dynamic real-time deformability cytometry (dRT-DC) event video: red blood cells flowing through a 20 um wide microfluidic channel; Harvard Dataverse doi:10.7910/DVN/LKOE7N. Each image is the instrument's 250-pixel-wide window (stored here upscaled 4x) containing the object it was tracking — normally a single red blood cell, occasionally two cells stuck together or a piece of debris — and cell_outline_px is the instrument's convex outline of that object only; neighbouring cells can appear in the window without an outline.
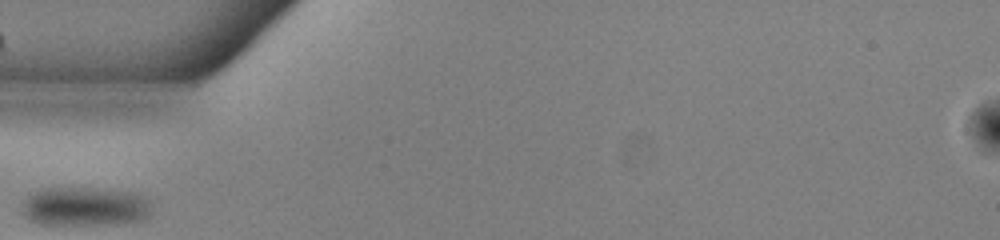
{"species": "common noctule bat (a hibernating species)", "species_latin": "Nyctalus noctula", "temperature_condition": "warm", "stored_images_in_passage": 24, "camera_frame_rate_fps": 3000, "um_per_image_px": 0.085, "animal": {"sex": "male", "body_mass_g": 13.0, "forearm_length_mm": 53.1}, "frame": {"image": 1, "passage_image": 1, "time_ms": 0.0, "image_size_px": [1000, 240], "cell_outline_px": [[152, 212], [148, 216], [132, 224], [40, 224], [28, 220], [24, 216], [24, 200], [28, 196], [36, 192], [48, 188], [92, 188], [128, 192], [144, 196], [152, 200]], "centroid_in_image_um": [7.31, 17.57], "position_along_channel_um": 77.7, "area_um2": 29.59}}
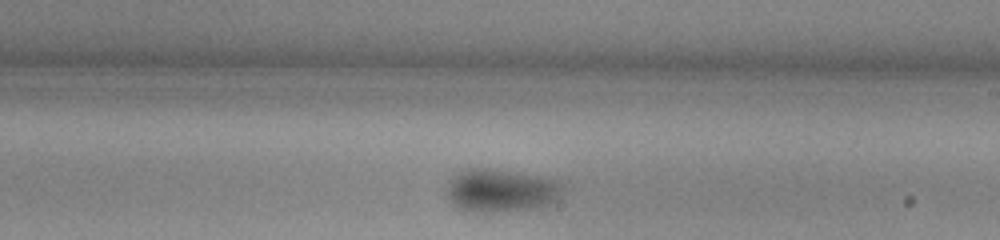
{"frame": {"image": 2, "passage_image": 14, "time_ms": 4.333, "image_size_px": [1000, 240], "cell_outline_px": [[560, 192], [548, 204], [528, 208], [492, 212], [472, 212], [448, 200], [448, 180], [460, 172], [468, 168], [488, 168], [536, 176], [552, 180], [560, 184]], "centroid_in_image_um": [42.47, 16.18], "position_along_channel_um": 246.5, "area_um2": 27.8}}
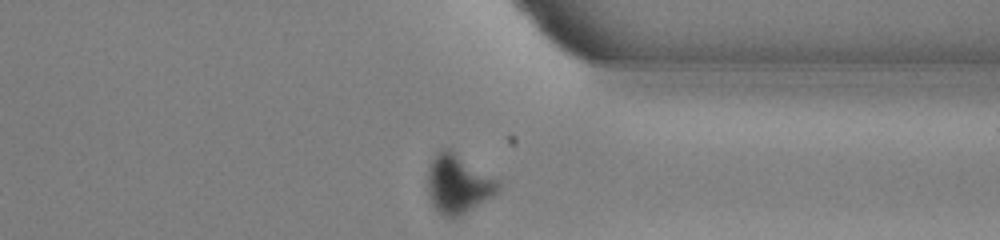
{"frame": {"image": 3, "passage_image": 24, "time_ms": 7.667, "image_size_px": [1000, 240], "cell_outline_px": [[500, 188], [492, 196], [460, 216], [452, 220], [444, 216], [432, 204], [428, 196], [428, 168], [436, 152], [444, 148], [448, 148], [496, 180], [500, 184]], "centroid_in_image_um": [38.89, 15.67], "position_along_channel_um": 372.5, "area_um2": 23.58}}